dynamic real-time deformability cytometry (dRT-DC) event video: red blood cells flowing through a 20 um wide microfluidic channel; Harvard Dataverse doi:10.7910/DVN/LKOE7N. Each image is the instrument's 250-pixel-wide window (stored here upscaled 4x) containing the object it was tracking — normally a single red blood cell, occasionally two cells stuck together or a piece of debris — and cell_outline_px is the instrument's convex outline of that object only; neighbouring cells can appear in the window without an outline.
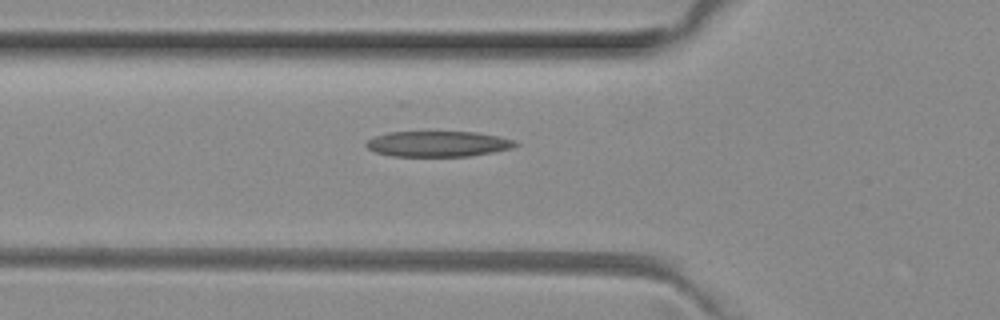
{"species": "common noctule bat (a hibernating species)", "species_latin": "Nyctalus noctula", "temperature_condition": "room temperature", "stored_images_in_passage": 3, "camera_frame_rate_fps": 3000, "um_per_image_px": 0.085, "animal": {"sex": "female", "body_mass_g": 29.2, "forearm_length_mm": 56.3}, "frame": {"image": 1, "passage_image": 3, "time_ms": 0.667, "image_size_px": [1000, 320], "cell_outline_px": [[520, 144], [512, 148], [492, 152], [468, 156], [392, 156], [376, 152], [368, 148], [364, 144], [368, 140], [376, 136], [388, 132], [476, 132], [516, 140]], "centroid_in_image_um": [37.24, 12.23], "position_along_channel_um": 88.6, "area_um2": 22.14}}